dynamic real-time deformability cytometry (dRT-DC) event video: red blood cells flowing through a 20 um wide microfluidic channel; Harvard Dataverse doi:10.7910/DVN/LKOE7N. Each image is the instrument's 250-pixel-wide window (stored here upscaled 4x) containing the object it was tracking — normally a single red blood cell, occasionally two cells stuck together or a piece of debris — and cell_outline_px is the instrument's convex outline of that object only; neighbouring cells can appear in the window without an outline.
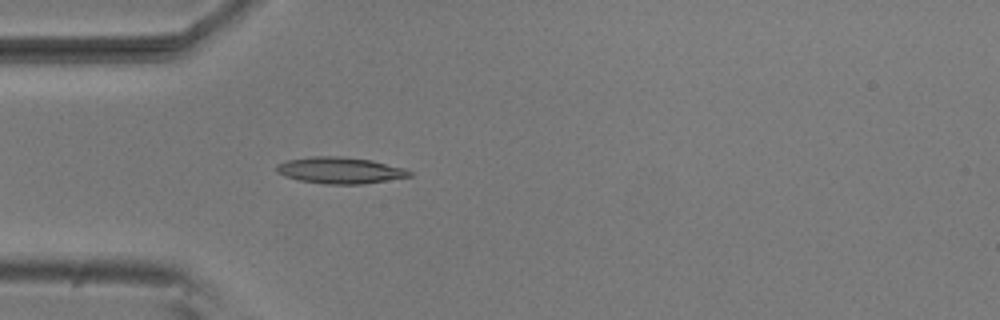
{"species": "common noctule bat (a hibernating species)", "species_latin": "Nyctalus noctula", "temperature_condition": "room temperature", "stored_images_in_passage": 4, "camera_frame_rate_fps": 3000, "um_per_image_px": 0.085, "animal": {"sex": "male", "body_mass_g": 20.5, "forearm_length_mm": 52.5}, "frame": {"image": 1, "passage_image": 4, "time_ms": 1.0, "image_size_px": [1000, 320], "cell_outline_px": [[412, 176], [364, 184], [324, 184], [300, 180], [284, 176], [276, 172], [276, 164], [288, 160], [312, 156], [340, 156], [372, 160], [404, 168], [412, 172]], "centroid_in_image_um": [28.9, 14.48], "position_along_channel_um": 56.1, "area_um2": 20.52}}